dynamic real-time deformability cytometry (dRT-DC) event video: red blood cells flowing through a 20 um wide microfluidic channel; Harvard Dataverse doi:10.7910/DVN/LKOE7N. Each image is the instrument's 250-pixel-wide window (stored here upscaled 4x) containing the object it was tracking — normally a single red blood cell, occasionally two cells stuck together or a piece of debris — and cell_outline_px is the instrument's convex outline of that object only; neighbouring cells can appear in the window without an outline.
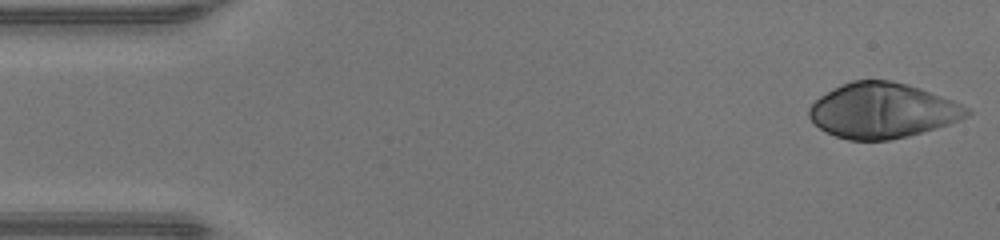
{"species": "human", "species_latin": "Homo sapiens", "temperature_condition": "warm", "stored_images_in_passage": 34, "camera_frame_rate_fps": 3000, "um_per_image_px": 0.085, "donor": {"sex": "male"}, "frame": {"image": 1, "passage_image": 1, "time_ms": 0.0, "image_size_px": [1000, 240], "cell_outline_px": [[972, 112], [968, 116], [948, 124], [936, 128], [908, 136], [888, 140], [848, 140], [836, 136], [820, 128], [808, 116], [808, 108], [820, 96], [852, 80], [888, 80], [920, 88], [952, 100], [968, 108]], "centroid_in_image_um": [75.01, 9.41], "position_along_channel_um": 10.0, "area_um2": 50.11}}
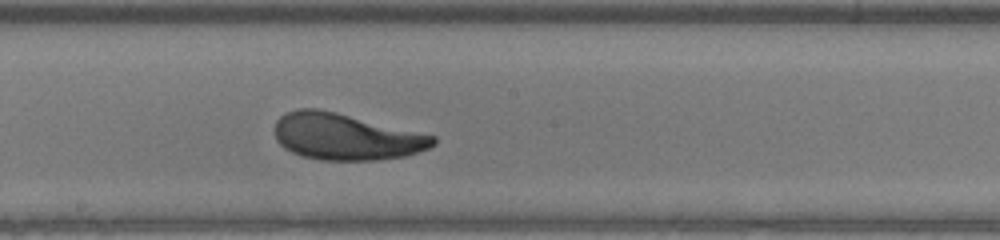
{"frame": {"image": 2, "passage_image": 20, "time_ms": 6.333, "image_size_px": [1000, 240], "cell_outline_px": [[436, 144], [428, 148], [408, 156], [376, 160], [320, 160], [300, 156], [284, 148], [276, 140], [276, 120], [280, 116], [296, 108], [316, 108], [336, 112], [436, 136]], "centroid_in_image_um": [29.39, 11.63], "position_along_channel_um": 218.8, "area_um2": 42.95}}
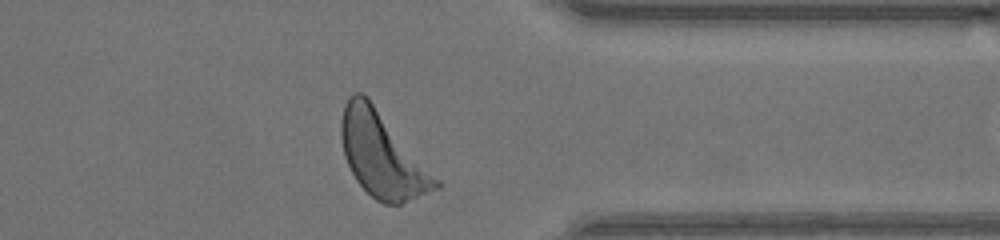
{"frame": {"image": 3, "passage_image": 32, "time_ms": 10.333, "image_size_px": [1000, 240], "cell_outline_px": [[444, 184], [440, 188], [400, 204], [384, 204], [376, 200], [356, 180], [344, 156], [340, 136], [340, 120], [344, 104], [348, 96], [352, 92], [364, 92], [368, 96]], "centroid_in_image_um": [32.49, 13.13], "position_along_channel_um": 378.9, "area_um2": 47.11}}